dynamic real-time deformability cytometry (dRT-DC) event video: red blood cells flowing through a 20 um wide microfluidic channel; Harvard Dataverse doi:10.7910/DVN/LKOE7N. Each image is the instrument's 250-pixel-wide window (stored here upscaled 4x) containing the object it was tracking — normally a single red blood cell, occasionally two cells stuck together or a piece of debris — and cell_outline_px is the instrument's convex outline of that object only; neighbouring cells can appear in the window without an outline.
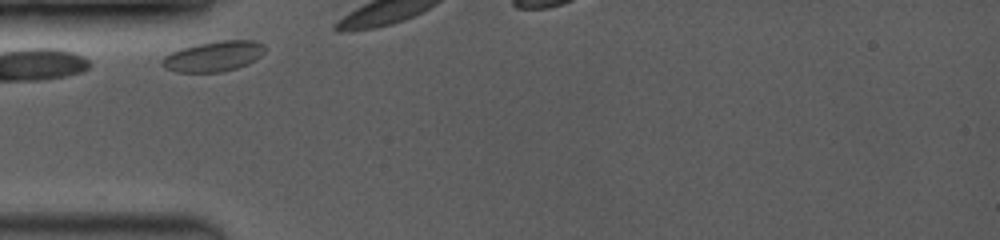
{"species": "common noctule bat (a hibernating species)", "species_latin": "Nyctalus noctula", "temperature_condition": "room temperature", "stored_images_in_passage": 9, "camera_frame_rate_fps": 3500, "um_per_image_px": 0.085, "animal": {"sex": "female", "body_mass_g": 19.0, "forearm_length_mm": 53.3}, "frame": {"image": 1, "passage_image": 3, "time_ms": 0.286, "image_size_px": [1000, 240], "cell_outline_px": [[268, 48], [260, 56], [248, 64], [236, 68], [220, 72], [176, 72], [164, 68], [160, 64], [160, 60], [164, 56], [172, 52], [196, 44], [220, 40], [256, 40], [264, 44]], "centroid_in_image_um": [18.17, 4.78], "position_along_channel_um": 66.8, "area_um2": 18.32}}